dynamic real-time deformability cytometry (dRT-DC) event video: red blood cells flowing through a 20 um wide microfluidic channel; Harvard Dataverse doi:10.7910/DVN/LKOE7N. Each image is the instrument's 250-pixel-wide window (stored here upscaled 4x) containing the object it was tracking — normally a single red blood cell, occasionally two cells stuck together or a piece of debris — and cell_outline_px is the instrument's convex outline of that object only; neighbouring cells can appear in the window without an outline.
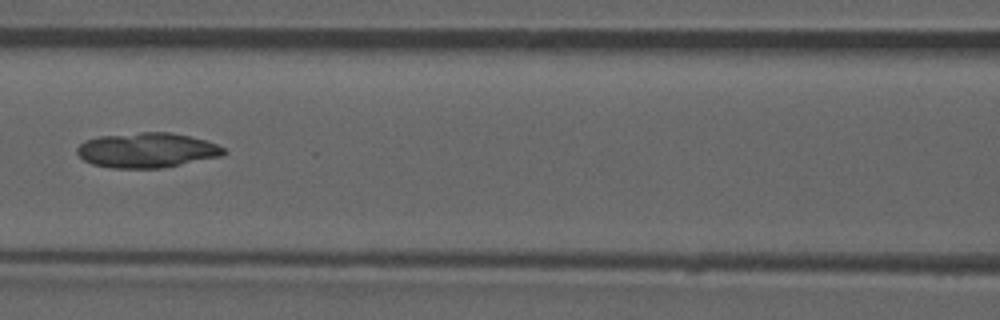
{"species": "common noctule bat (a hibernating species)", "species_latin": "Nyctalus noctula", "temperature_condition": "room temperature", "stored_images_in_passage": 42, "camera_frame_rate_fps": 3000, "um_per_image_px": 0.085, "animal": {"sex": "male", "forearm_length_mm": 52.5}, "frame": {"image": 1, "passage_image": 13, "time_ms": 4.0, "image_size_px": [1000, 320], "cell_outline_px": [[228, 152], [224, 156], [164, 168], [112, 168], [92, 164], [84, 160], [76, 152], [76, 148], [84, 140], [100, 136], [140, 132], [172, 132], [204, 140], [216, 144], [224, 148]], "centroid_in_image_um": [12.51, 12.77], "position_along_channel_um": 154.1, "area_um2": 30.11}, "authors_computed_cell_mechanics": {"area_um2": 28.6399, "velocity_mm_per_s": 3.8862, "shape_relaxation_time_tau1_ms": null, "shape_relaxation_time_tau2_ms": 4.1039, "deformation_change_tau1": null, "deformation_change_tau2": 0.0904}}